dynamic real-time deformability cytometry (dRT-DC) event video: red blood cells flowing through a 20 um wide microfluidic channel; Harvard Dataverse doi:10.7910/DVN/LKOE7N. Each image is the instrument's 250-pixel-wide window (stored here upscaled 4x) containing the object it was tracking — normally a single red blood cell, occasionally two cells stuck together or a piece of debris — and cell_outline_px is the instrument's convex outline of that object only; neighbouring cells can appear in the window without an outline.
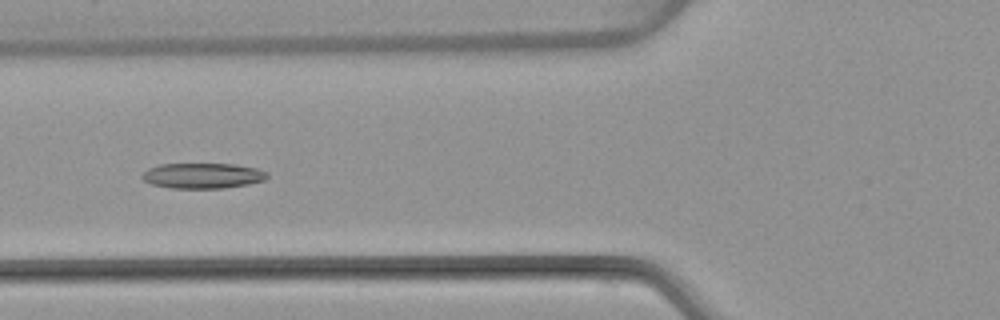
{"species": "common noctule bat (a hibernating species)", "species_latin": "Nyctalus noctula", "temperature_condition": "warm", "stored_images_in_passage": 8, "camera_frame_rate_fps": 3000, "um_per_image_px": 0.085, "animal": {"sex": "female", "body_mass_g": 22.7, "forearm_length_mm": 54.2}, "frame": {"image": 1, "passage_image": 6, "time_ms": 6.333, "image_size_px": [1000, 320], "cell_outline_px": [[268, 176], [264, 180], [248, 184], [224, 188], [172, 188], [152, 184], [144, 180], [140, 176], [148, 168], [160, 164], [236, 164], [256, 168], [268, 172]], "centroid_in_image_um": [17.23, 14.93], "position_along_channel_um": 108.6, "area_um2": 18.5}}
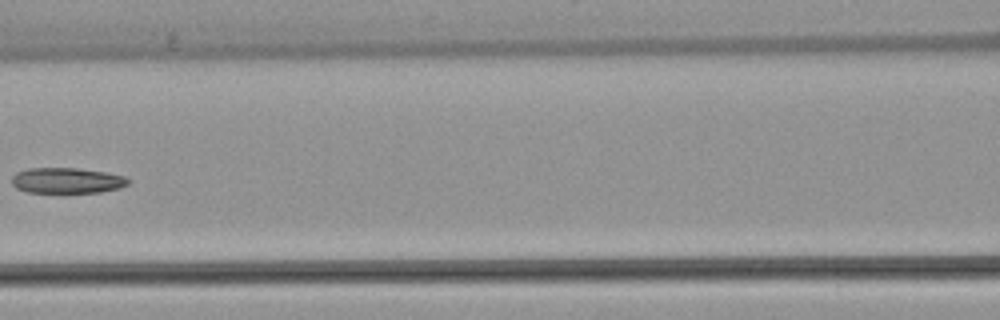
{"frame": {"image": 2, "passage_image": 7, "time_ms": 7.667, "image_size_px": [1000, 320], "cell_outline_px": [[132, 180], [128, 184], [120, 188], [100, 192], [28, 192], [16, 188], [12, 184], [12, 176], [16, 172], [28, 168], [76, 168], [104, 172], [124, 176]], "centroid_in_image_um": [5.69, 15.34], "position_along_channel_um": 160.9, "area_um2": 17.34}}
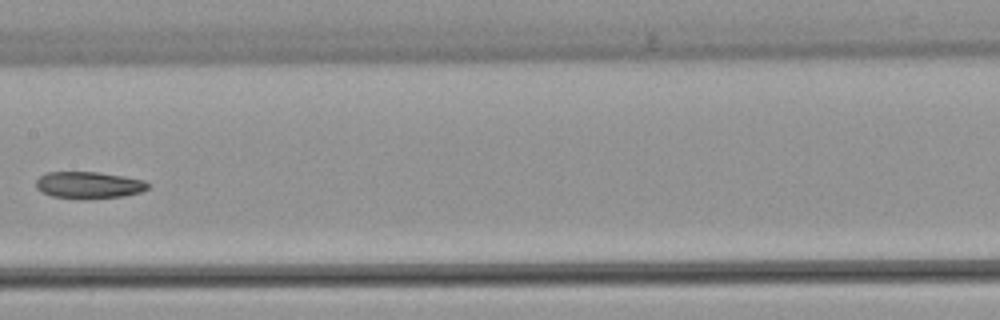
{"frame": {"image": 3, "passage_image": 8, "time_ms": 8.667, "image_size_px": [1000, 320], "cell_outline_px": [[152, 184], [148, 188], [140, 192], [124, 196], [52, 196], [40, 192], [36, 188], [36, 180], [44, 172], [96, 172], [124, 176], [144, 180]], "centroid_in_image_um": [7.55, 15.68], "position_along_channel_um": 199.9, "area_um2": 16.82}}